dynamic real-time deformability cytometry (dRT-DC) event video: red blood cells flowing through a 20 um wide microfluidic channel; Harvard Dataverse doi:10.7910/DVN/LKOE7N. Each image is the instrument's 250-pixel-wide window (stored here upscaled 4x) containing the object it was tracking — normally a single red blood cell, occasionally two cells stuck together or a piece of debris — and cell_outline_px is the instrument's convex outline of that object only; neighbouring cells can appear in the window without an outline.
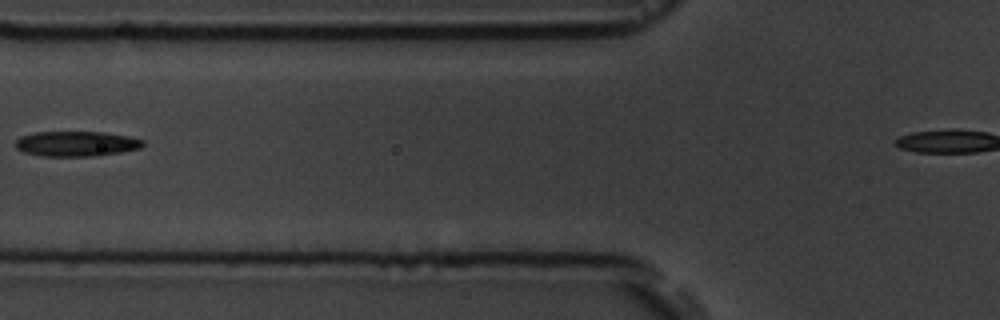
{"species": "common noctule bat (a hibernating species)", "species_latin": "Nyctalus noctula", "temperature_condition": "room temperature", "stored_images_in_passage": 5, "camera_frame_rate_fps": 3000, "um_per_image_px": 0.085, "animal": {"sex": "male", "body_mass_g": 19.5, "forearm_length_mm": 54.6}, "frame": {"image": 1, "passage_image": 4, "time_ms": 3.667, "image_size_px": [1000, 320], "cell_outline_px": [[144, 144], [140, 148], [120, 152], [96, 156], [40, 156], [24, 152], [16, 148], [16, 140], [20, 136], [32, 132], [104, 132], [128, 136], [144, 140]], "centroid_in_image_um": [6.47, 12.21], "position_along_channel_um": 119.3, "area_um2": 18.73}}
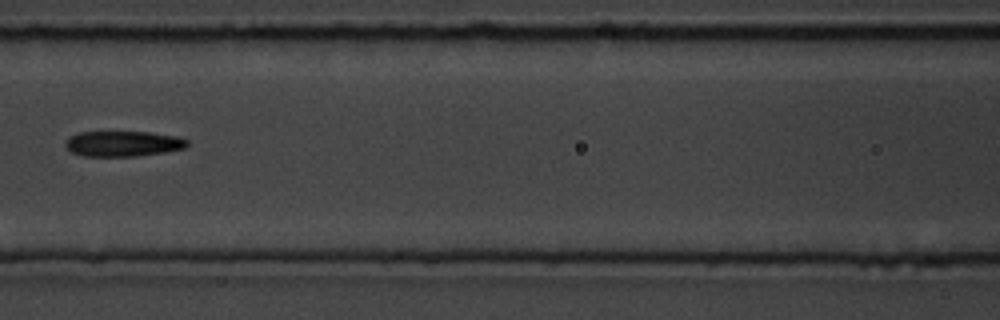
{"frame": {"image": 2, "passage_image": 5, "time_ms": 4.667, "image_size_px": [1000, 320], "cell_outline_px": [[188, 144], [184, 148], [164, 152], [136, 156], [84, 156], [72, 152], [64, 144], [64, 140], [68, 136], [80, 132], [148, 132], [176, 136], [188, 140]], "centroid_in_image_um": [10.42, 12.21], "position_along_channel_um": 156.2, "area_um2": 18.03}}